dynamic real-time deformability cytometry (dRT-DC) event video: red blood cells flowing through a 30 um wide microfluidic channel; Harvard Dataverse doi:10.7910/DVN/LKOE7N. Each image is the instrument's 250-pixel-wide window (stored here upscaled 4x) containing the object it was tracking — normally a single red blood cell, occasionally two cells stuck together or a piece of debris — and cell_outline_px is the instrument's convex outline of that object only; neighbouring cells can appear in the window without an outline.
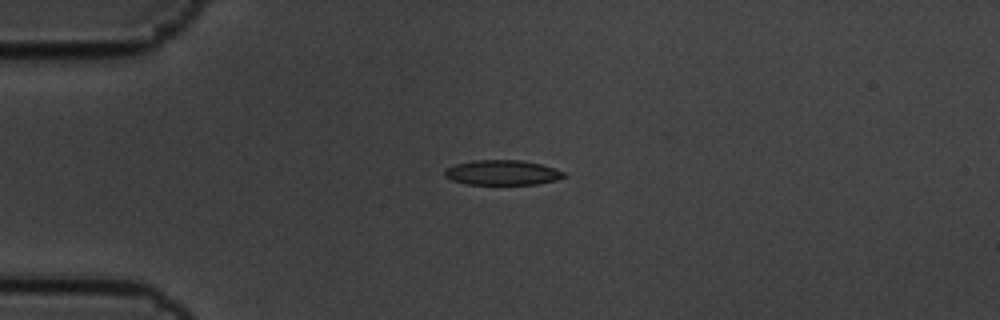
{"species": "common noctule bat (a hibernating species)", "species_latin": "Nyctalus noctula", "temperature_condition": "cold", "stored_images_in_passage": 3, "camera_frame_rate_fps": 3000, "um_per_image_px": 0.085, "animal": {"sex": "male", "body_mass_g": 19.5, "forearm_length_mm": 54.6}, "frame": {"image": 1, "passage_image": 1, "time_ms": 0.0, "image_size_px": [1000, 320], "cell_outline_px": [[568, 176], [556, 180], [536, 184], [468, 184], [452, 180], [444, 176], [444, 168], [456, 164], [472, 160], [520, 160], [540, 164], [556, 168], [564, 172]], "centroid_in_image_um": [42.7, 14.66], "position_along_channel_um": 42.3, "area_um2": 17.4}}
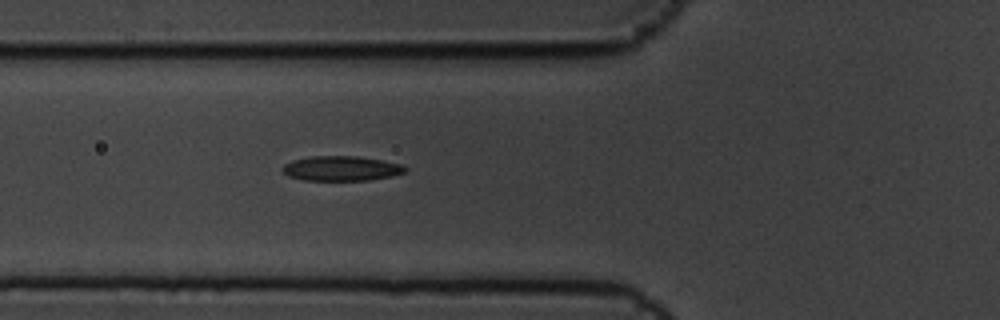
{"frame": {"image": 2, "passage_image": 3, "time_ms": 0.667, "image_size_px": [1000, 320], "cell_outline_px": [[408, 168], [404, 172], [392, 176], [368, 180], [304, 180], [288, 176], [280, 168], [284, 164], [292, 160], [308, 156], [356, 156], [380, 160], [400, 164]], "centroid_in_image_um": [28.96, 14.31], "position_along_channel_um": 96.8, "area_um2": 17.69}}